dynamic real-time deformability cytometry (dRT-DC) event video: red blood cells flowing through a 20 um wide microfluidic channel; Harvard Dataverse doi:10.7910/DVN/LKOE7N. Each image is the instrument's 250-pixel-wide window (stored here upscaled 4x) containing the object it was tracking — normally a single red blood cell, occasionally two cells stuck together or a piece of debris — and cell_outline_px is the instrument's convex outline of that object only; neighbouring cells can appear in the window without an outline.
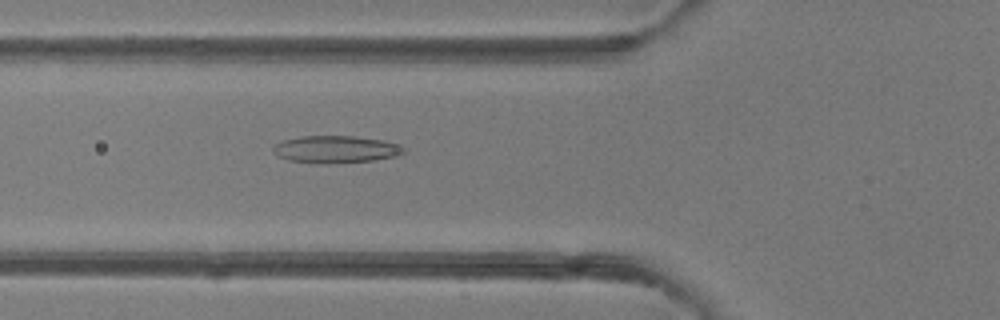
{"species": "common noctule bat (a hibernating species)", "species_latin": "Nyctalus noctula", "temperature_condition": "room temperature", "stored_images_in_passage": 5, "camera_frame_rate_fps": 3000, "um_per_image_px": 0.085, "animal": {"sex": "female"}, "frame": {"image": 1, "passage_image": 5, "time_ms": 5.667, "image_size_px": [1000, 320], "cell_outline_px": [[404, 152], [392, 156], [376, 160], [328, 164], [316, 164], [288, 160], [276, 156], [272, 152], [272, 144], [280, 140], [300, 136], [352, 136], [384, 140], [396, 144], [404, 148]], "centroid_in_image_um": [28.41, 12.7], "position_along_channel_um": 97.4, "area_um2": 21.04}}